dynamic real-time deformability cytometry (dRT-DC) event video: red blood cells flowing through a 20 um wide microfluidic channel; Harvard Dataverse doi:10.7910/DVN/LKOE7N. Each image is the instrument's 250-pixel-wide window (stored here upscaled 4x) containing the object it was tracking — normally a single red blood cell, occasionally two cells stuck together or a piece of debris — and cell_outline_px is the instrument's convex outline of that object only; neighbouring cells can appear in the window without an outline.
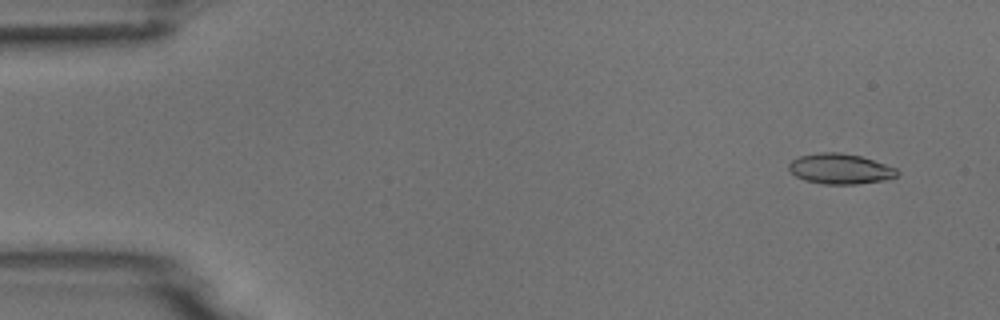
{"species": "common noctule bat (a hibernating species)", "species_latin": "Nyctalus noctula", "temperature_condition": "room temperature", "stored_images_in_passage": 5, "camera_frame_rate_fps": 3000, "um_per_image_px": 0.085, "animal": {"sex": "male", "body_mass_g": 18.8}, "frame": {"image": 1, "passage_image": 1, "time_ms": 0.0, "image_size_px": [1000, 320], "cell_outline_px": [[900, 172], [896, 176], [884, 180], [856, 184], [824, 184], [804, 180], [796, 176], [788, 168], [788, 164], [792, 160], [800, 156], [820, 152], [840, 152], [860, 156], [896, 168]], "centroid_in_image_um": [71.4, 14.35], "position_along_channel_um": 13.6, "area_um2": 19.02}}
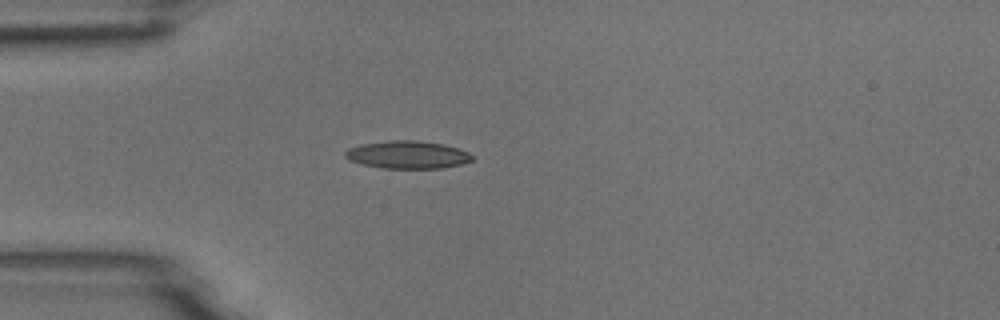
{"frame": {"image": 2, "passage_image": 4, "time_ms": 1.0, "image_size_px": [1000, 320], "cell_outline_px": [[472, 160], [460, 164], [440, 168], [380, 168], [348, 160], [344, 156], [344, 152], [348, 148], [360, 144], [388, 140], [416, 140], [444, 144], [468, 152], [472, 156]], "centroid_in_image_um": [34.58, 13.14], "position_along_channel_um": 50.4, "area_um2": 20.46}}